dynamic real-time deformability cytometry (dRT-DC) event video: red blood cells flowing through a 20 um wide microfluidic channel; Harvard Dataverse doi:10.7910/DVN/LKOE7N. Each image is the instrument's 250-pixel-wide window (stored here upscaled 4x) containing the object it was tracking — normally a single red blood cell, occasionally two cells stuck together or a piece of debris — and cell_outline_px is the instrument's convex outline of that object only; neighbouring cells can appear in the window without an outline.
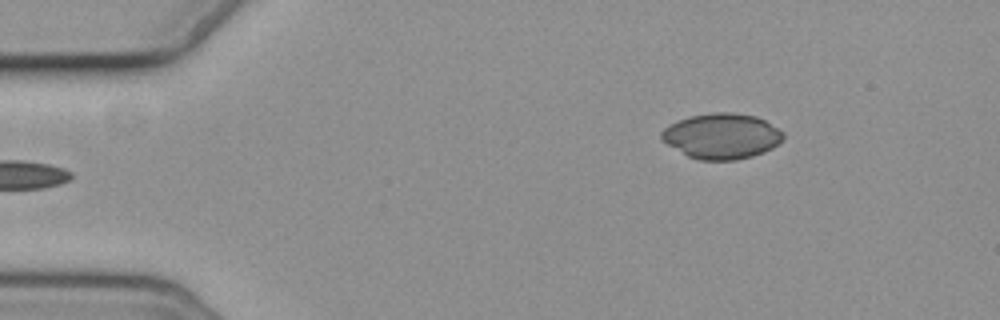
{"species": "common noctule bat (a hibernating species)", "species_latin": "Nyctalus noctula", "temperature_condition": "cold", "stored_images_in_passage": 5, "segment_of_instrument_passage": [2, 2], "camera_frame_rate_fps": 3000, "um_per_image_px": 0.085, "animal": {"sex": "female", "body_mass_g": 19.3, "forearm_length_mm": 54.1}, "frame": {"image": 1, "passage_image": 5, "time_ms": 5.667, "image_size_px": [1000, 320], "cell_outline_px": [[784, 140], [772, 148], [764, 152], [752, 156], [736, 160], [700, 160], [688, 156], [660, 140], [660, 132], [664, 128], [688, 116], [712, 112], [732, 112], [756, 116], [764, 120], [784, 132]], "centroid_in_image_um": [61.35, 11.56], "position_along_channel_um": 23.6, "area_um2": 32.37}}